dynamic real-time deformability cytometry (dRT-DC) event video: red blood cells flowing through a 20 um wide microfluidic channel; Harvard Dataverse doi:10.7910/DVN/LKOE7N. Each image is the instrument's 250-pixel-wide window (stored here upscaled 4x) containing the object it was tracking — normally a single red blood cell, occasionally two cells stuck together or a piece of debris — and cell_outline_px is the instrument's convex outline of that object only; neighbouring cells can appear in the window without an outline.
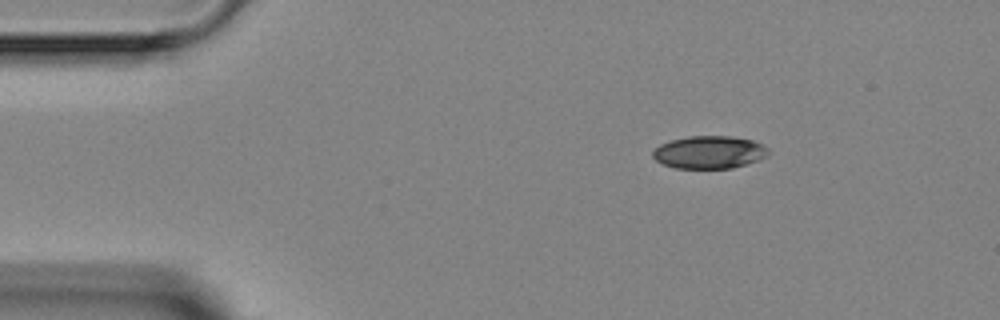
{"species": "Egyptian fruit bat (a non-hibernating species)", "species_latin": "Rousettus aegyptiacus", "temperature_condition": "room temperature", "stored_images_in_passage": 3, "camera_frame_rate_fps": 3000, "um_per_image_px": 0.085, "animal": {"sex": "female"}, "frame": {"image": 1, "passage_image": 1, "time_ms": 0.0, "image_size_px": [1000, 320], "cell_outline_px": [[772, 152], [768, 156], [760, 160], [732, 168], [676, 168], [664, 164], [656, 160], [652, 156], [652, 152], [660, 144], [672, 140], [688, 136], [732, 136], [752, 140], [768, 148]], "centroid_in_image_um": [60.33, 12.94], "position_along_channel_um": 24.7, "area_um2": 22.08}}
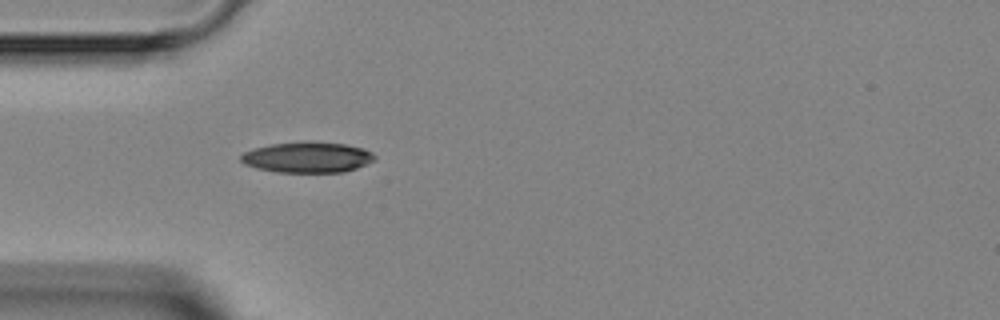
{"frame": {"image": 2, "passage_image": 3, "time_ms": 2.333, "image_size_px": [1000, 320], "cell_outline_px": [[376, 160], [356, 168], [344, 172], [276, 172], [256, 168], [244, 164], [240, 160], [240, 156], [244, 152], [256, 148], [272, 144], [344, 144], [364, 148], [372, 152], [376, 156]], "centroid_in_image_um": [26.15, 13.41], "position_along_channel_um": 58.8, "area_um2": 23.12}}